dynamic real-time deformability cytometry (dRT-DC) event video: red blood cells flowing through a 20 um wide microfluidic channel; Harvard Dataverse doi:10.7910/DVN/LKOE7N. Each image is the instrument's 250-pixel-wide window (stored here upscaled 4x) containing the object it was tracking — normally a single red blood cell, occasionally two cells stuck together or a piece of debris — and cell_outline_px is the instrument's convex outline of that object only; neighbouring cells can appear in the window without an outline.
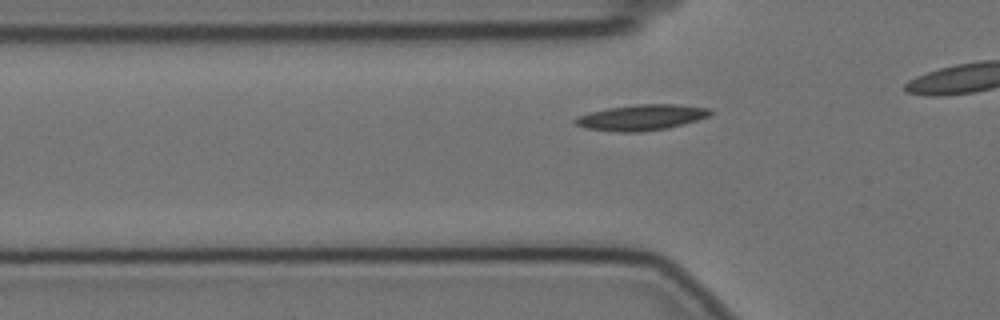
{"species": "Egyptian fruit bat (a non-hibernating species)", "species_latin": "Rousettus aegyptiacus", "temperature_condition": "cold", "stored_images_in_passage": 36, "camera_frame_rate_fps": 3000, "um_per_image_px": 0.085, "animal": {"sex": "female"}, "frame": {"image": 1, "passage_image": 9, "time_ms": 2.667, "image_size_px": [1000, 320], "cell_outline_px": [[712, 112], [708, 116], [684, 124], [668, 128], [636, 132], [616, 132], [584, 128], [576, 124], [572, 120], [576, 116], [588, 112], [608, 108], [636, 104], [676, 104], [708, 108]], "centroid_in_image_um": [54.46, 9.98], "position_along_channel_um": 71.3, "area_um2": 20.29}}
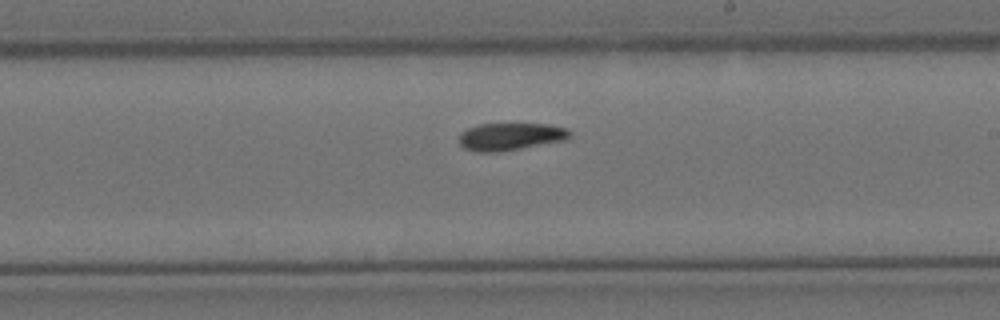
{"frame": {"image": 2, "passage_image": 24, "time_ms": 7.667, "image_size_px": [1000, 320], "cell_outline_px": [[572, 132], [564, 140], [520, 148], [496, 152], [476, 152], [464, 148], [460, 144], [460, 132], [468, 128], [480, 124], [548, 124], [568, 128]], "centroid_in_image_um": [43.37, 11.6], "position_along_channel_um": 245.6, "area_um2": 17.51}}
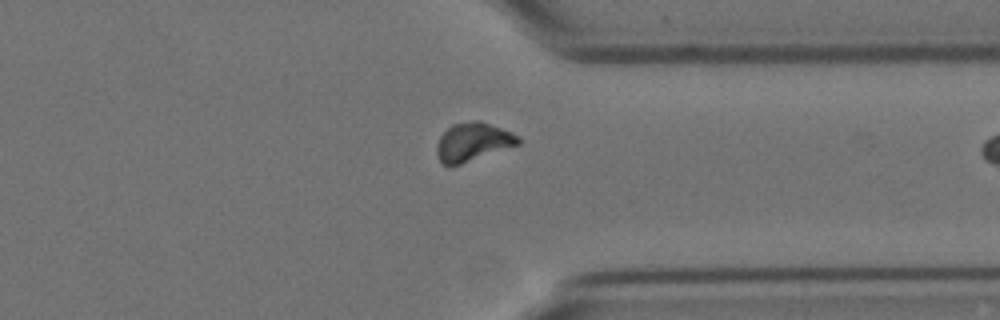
{"frame": {"image": 3, "passage_image": 35, "time_ms": 11.333, "image_size_px": [1000, 320], "cell_outline_px": [[520, 144], [460, 164], [444, 164], [440, 160], [436, 152], [436, 144], [440, 136], [452, 124], [476, 120], [480, 120], [512, 132], [520, 136]], "centroid_in_image_um": [40.21, 12.04], "position_along_channel_um": 371.2, "area_um2": 18.09}}